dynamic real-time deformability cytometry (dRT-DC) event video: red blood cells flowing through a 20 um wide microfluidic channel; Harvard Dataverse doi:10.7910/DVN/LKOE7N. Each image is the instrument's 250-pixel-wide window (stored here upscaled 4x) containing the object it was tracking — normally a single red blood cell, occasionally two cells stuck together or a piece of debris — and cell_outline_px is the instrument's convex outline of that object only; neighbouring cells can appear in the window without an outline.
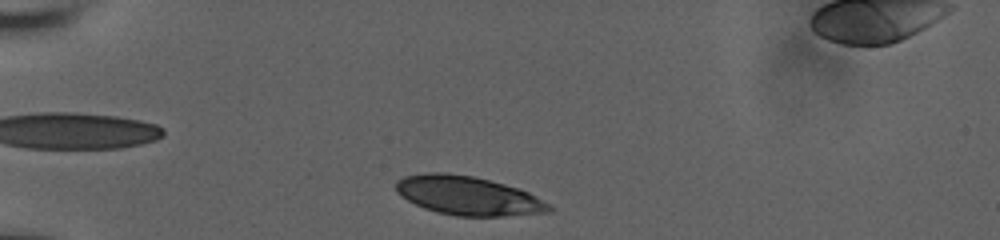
{"species": "human", "species_latin": "Homo sapiens", "temperature_condition": "room temperature", "stored_images_in_passage": 35, "camera_frame_rate_fps": 3000, "um_per_image_px": 0.085, "donor": {"sex": "male"}, "frame": {"image": 1, "passage_image": 1, "time_ms": 0.0, "image_size_px": [1000, 240], "cell_outline_px": [[552, 212], [504, 216], [456, 216], [436, 212], [424, 208], [400, 196], [396, 192], [396, 180], [404, 176], [424, 172], [444, 172], [472, 176], [520, 188], [536, 196], [548, 204], [552, 208]], "centroid_in_image_um": [39.76, 16.63], "position_along_channel_um": 45.2, "area_um2": 34.8}}
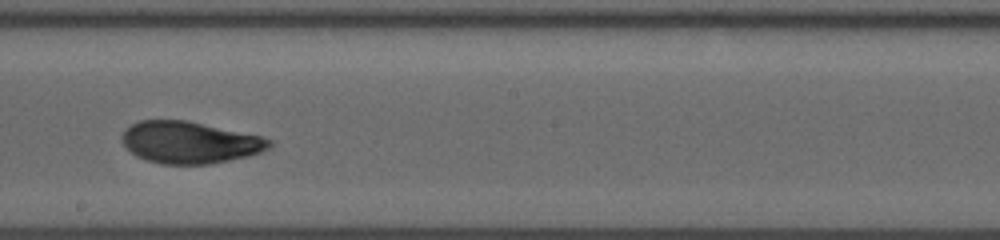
{"frame": {"image": 2, "passage_image": 19, "time_ms": 6.0, "image_size_px": [1000, 240], "cell_outline_px": [[272, 144], [268, 148], [260, 152], [248, 156], [208, 164], [160, 164], [144, 160], [136, 156], [120, 140], [120, 136], [132, 124], [140, 120], [188, 120], [260, 136], [272, 140]], "centroid_in_image_um": [16.1, 12.1], "position_along_channel_um": 232.1, "area_um2": 35.84}}
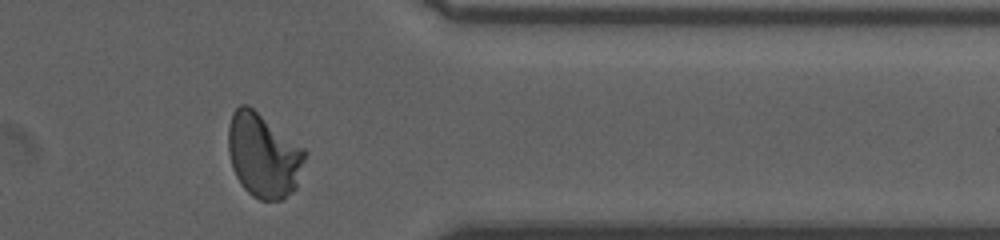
{"frame": {"image": 3, "passage_image": 32, "time_ms": 10.333, "image_size_px": [1000, 240], "cell_outline_px": [[308, 152], [296, 188], [280, 200], [260, 200], [252, 196], [240, 184], [232, 168], [228, 152], [228, 128], [232, 112], [240, 104], [248, 104], [304, 148]], "centroid_in_image_um": [22.38, 13.2], "position_along_channel_um": 389.0, "area_um2": 37.74}, "authors_computed_cell_mechanics": {"area_um2": 36.0094, "velocity_mm_per_s": 3.8133, "shape_relaxation_time_tau1_ms": 7.33, "shape_relaxation_time_tau2_ms": 0.9765, "deformation_change_tau1": 0.2253, "deformation_change_tau2": 0.0485}}